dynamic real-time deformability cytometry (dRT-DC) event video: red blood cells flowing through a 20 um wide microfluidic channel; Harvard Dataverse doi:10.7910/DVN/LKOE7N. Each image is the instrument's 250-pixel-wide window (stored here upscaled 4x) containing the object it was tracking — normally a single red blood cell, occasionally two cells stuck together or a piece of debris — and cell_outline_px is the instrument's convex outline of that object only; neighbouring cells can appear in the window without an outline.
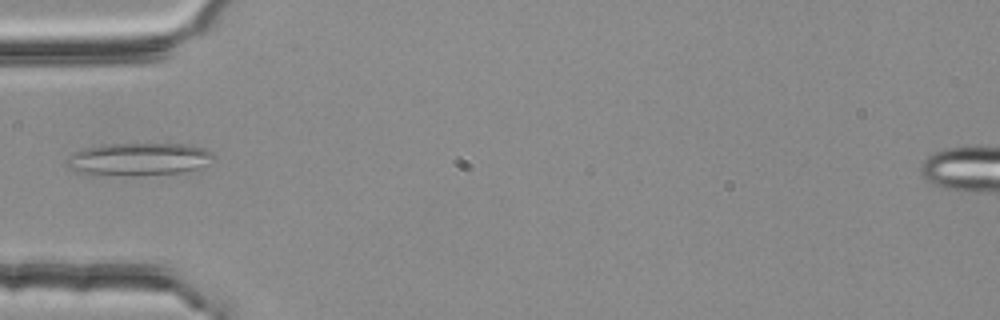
{"species": "common noctule bat (a hibernating species)", "species_latin": "Nyctalus noctula", "temperature_condition": "room temperature", "stored_images_in_passage": 2, "camera_frame_rate_fps": 3000, "um_per_image_px": 0.085, "animal": {"sex": "female", "body_mass_g": 25.1}, "frame": {"image": 1, "passage_image": 2, "time_ms": 0.333, "image_size_px": [1000, 320], "cell_outline_px": [[216, 160], [196, 168], [184, 172], [128, 176], [92, 176], [68, 168], [64, 164], [68, 156], [72, 152], [84, 148], [108, 144], [188, 144], [204, 148], [212, 152], [216, 156]], "centroid_in_image_um": [11.74, 13.55], "position_along_channel_um": 73.3, "area_um2": 28.61}}